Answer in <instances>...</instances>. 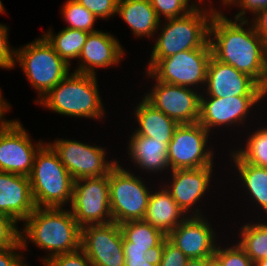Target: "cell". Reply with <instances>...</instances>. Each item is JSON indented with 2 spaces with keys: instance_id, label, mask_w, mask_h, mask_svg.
Returning a JSON list of instances; mask_svg holds the SVG:
<instances>
[{
  "instance_id": "obj_32",
  "label": "cell",
  "mask_w": 267,
  "mask_h": 266,
  "mask_svg": "<svg viewBox=\"0 0 267 266\" xmlns=\"http://www.w3.org/2000/svg\"><path fill=\"white\" fill-rule=\"evenodd\" d=\"M157 260L159 266H185L188 258L166 238L157 254Z\"/></svg>"
},
{
  "instance_id": "obj_30",
  "label": "cell",
  "mask_w": 267,
  "mask_h": 266,
  "mask_svg": "<svg viewBox=\"0 0 267 266\" xmlns=\"http://www.w3.org/2000/svg\"><path fill=\"white\" fill-rule=\"evenodd\" d=\"M62 17L68 24L67 28L93 33L97 17L75 0H67L61 9Z\"/></svg>"
},
{
  "instance_id": "obj_12",
  "label": "cell",
  "mask_w": 267,
  "mask_h": 266,
  "mask_svg": "<svg viewBox=\"0 0 267 266\" xmlns=\"http://www.w3.org/2000/svg\"><path fill=\"white\" fill-rule=\"evenodd\" d=\"M53 142H49V144L57 152L61 163L74 181L108 175L109 171L118 163L117 160L109 161V158L106 157V148L103 149L97 145H88L66 138L55 139Z\"/></svg>"
},
{
  "instance_id": "obj_25",
  "label": "cell",
  "mask_w": 267,
  "mask_h": 266,
  "mask_svg": "<svg viewBox=\"0 0 267 266\" xmlns=\"http://www.w3.org/2000/svg\"><path fill=\"white\" fill-rule=\"evenodd\" d=\"M234 150L230 152V157L242 183L240 186L267 216V168L246 163Z\"/></svg>"
},
{
  "instance_id": "obj_18",
  "label": "cell",
  "mask_w": 267,
  "mask_h": 266,
  "mask_svg": "<svg viewBox=\"0 0 267 266\" xmlns=\"http://www.w3.org/2000/svg\"><path fill=\"white\" fill-rule=\"evenodd\" d=\"M169 174L172 179L165 184V188L170 192L173 200L186 215L191 213L189 216H202L203 213L196 207V204L201 202L211 188L210 179L213 177V166L175 169Z\"/></svg>"
},
{
  "instance_id": "obj_49",
  "label": "cell",
  "mask_w": 267,
  "mask_h": 266,
  "mask_svg": "<svg viewBox=\"0 0 267 266\" xmlns=\"http://www.w3.org/2000/svg\"><path fill=\"white\" fill-rule=\"evenodd\" d=\"M267 95V84H266V86L264 87V96H266Z\"/></svg>"
},
{
  "instance_id": "obj_33",
  "label": "cell",
  "mask_w": 267,
  "mask_h": 266,
  "mask_svg": "<svg viewBox=\"0 0 267 266\" xmlns=\"http://www.w3.org/2000/svg\"><path fill=\"white\" fill-rule=\"evenodd\" d=\"M17 223L10 216L0 214V249L17 245L20 242L21 229H18Z\"/></svg>"
},
{
  "instance_id": "obj_22",
  "label": "cell",
  "mask_w": 267,
  "mask_h": 266,
  "mask_svg": "<svg viewBox=\"0 0 267 266\" xmlns=\"http://www.w3.org/2000/svg\"><path fill=\"white\" fill-rule=\"evenodd\" d=\"M187 215L171 197L170 192L161 186L151 191L144 221L162 231L166 236L174 230Z\"/></svg>"
},
{
  "instance_id": "obj_37",
  "label": "cell",
  "mask_w": 267,
  "mask_h": 266,
  "mask_svg": "<svg viewBox=\"0 0 267 266\" xmlns=\"http://www.w3.org/2000/svg\"><path fill=\"white\" fill-rule=\"evenodd\" d=\"M8 26L0 24V68L14 69L16 48H11L8 40Z\"/></svg>"
},
{
  "instance_id": "obj_8",
  "label": "cell",
  "mask_w": 267,
  "mask_h": 266,
  "mask_svg": "<svg viewBox=\"0 0 267 266\" xmlns=\"http://www.w3.org/2000/svg\"><path fill=\"white\" fill-rule=\"evenodd\" d=\"M139 176L121 167L119 161L109 171L110 211L113 222L121 224L144 219L151 189Z\"/></svg>"
},
{
  "instance_id": "obj_24",
  "label": "cell",
  "mask_w": 267,
  "mask_h": 266,
  "mask_svg": "<svg viewBox=\"0 0 267 266\" xmlns=\"http://www.w3.org/2000/svg\"><path fill=\"white\" fill-rule=\"evenodd\" d=\"M133 115L139 128L134 133L140 136L154 138L167 145L173 137L174 130L179 125L175 120L154 108L144 98L136 106Z\"/></svg>"
},
{
  "instance_id": "obj_6",
  "label": "cell",
  "mask_w": 267,
  "mask_h": 266,
  "mask_svg": "<svg viewBox=\"0 0 267 266\" xmlns=\"http://www.w3.org/2000/svg\"><path fill=\"white\" fill-rule=\"evenodd\" d=\"M34 40L16 49L15 63L20 65L26 79L37 91V103L70 74L71 68L43 36Z\"/></svg>"
},
{
  "instance_id": "obj_16",
  "label": "cell",
  "mask_w": 267,
  "mask_h": 266,
  "mask_svg": "<svg viewBox=\"0 0 267 266\" xmlns=\"http://www.w3.org/2000/svg\"><path fill=\"white\" fill-rule=\"evenodd\" d=\"M204 93L207 97L264 96V88L252 77L233 66L210 57Z\"/></svg>"
},
{
  "instance_id": "obj_40",
  "label": "cell",
  "mask_w": 267,
  "mask_h": 266,
  "mask_svg": "<svg viewBox=\"0 0 267 266\" xmlns=\"http://www.w3.org/2000/svg\"><path fill=\"white\" fill-rule=\"evenodd\" d=\"M255 31L267 47V9L259 11L251 21Z\"/></svg>"
},
{
  "instance_id": "obj_29",
  "label": "cell",
  "mask_w": 267,
  "mask_h": 266,
  "mask_svg": "<svg viewBox=\"0 0 267 266\" xmlns=\"http://www.w3.org/2000/svg\"><path fill=\"white\" fill-rule=\"evenodd\" d=\"M245 147L235 152L246 162L257 167L267 168V125L247 135Z\"/></svg>"
},
{
  "instance_id": "obj_3",
  "label": "cell",
  "mask_w": 267,
  "mask_h": 266,
  "mask_svg": "<svg viewBox=\"0 0 267 266\" xmlns=\"http://www.w3.org/2000/svg\"><path fill=\"white\" fill-rule=\"evenodd\" d=\"M97 82L96 75L71 72L37 104L59 115L102 120L106 113Z\"/></svg>"
},
{
  "instance_id": "obj_48",
  "label": "cell",
  "mask_w": 267,
  "mask_h": 266,
  "mask_svg": "<svg viewBox=\"0 0 267 266\" xmlns=\"http://www.w3.org/2000/svg\"><path fill=\"white\" fill-rule=\"evenodd\" d=\"M5 8H4V5L2 4V1L0 0V14L2 13H5Z\"/></svg>"
},
{
  "instance_id": "obj_42",
  "label": "cell",
  "mask_w": 267,
  "mask_h": 266,
  "mask_svg": "<svg viewBox=\"0 0 267 266\" xmlns=\"http://www.w3.org/2000/svg\"><path fill=\"white\" fill-rule=\"evenodd\" d=\"M125 257H142V258H156L157 255H147L146 249L139 248H123Z\"/></svg>"
},
{
  "instance_id": "obj_10",
  "label": "cell",
  "mask_w": 267,
  "mask_h": 266,
  "mask_svg": "<svg viewBox=\"0 0 267 266\" xmlns=\"http://www.w3.org/2000/svg\"><path fill=\"white\" fill-rule=\"evenodd\" d=\"M210 133L199 122L179 124L167 148L169 171L214 166L215 154L207 147Z\"/></svg>"
},
{
  "instance_id": "obj_1",
  "label": "cell",
  "mask_w": 267,
  "mask_h": 266,
  "mask_svg": "<svg viewBox=\"0 0 267 266\" xmlns=\"http://www.w3.org/2000/svg\"><path fill=\"white\" fill-rule=\"evenodd\" d=\"M209 43L215 59L266 86L267 47L249 20H233L216 11L210 23Z\"/></svg>"
},
{
  "instance_id": "obj_36",
  "label": "cell",
  "mask_w": 267,
  "mask_h": 266,
  "mask_svg": "<svg viewBox=\"0 0 267 266\" xmlns=\"http://www.w3.org/2000/svg\"><path fill=\"white\" fill-rule=\"evenodd\" d=\"M43 264L45 266H93L81 248L73 252L51 257Z\"/></svg>"
},
{
  "instance_id": "obj_41",
  "label": "cell",
  "mask_w": 267,
  "mask_h": 266,
  "mask_svg": "<svg viewBox=\"0 0 267 266\" xmlns=\"http://www.w3.org/2000/svg\"><path fill=\"white\" fill-rule=\"evenodd\" d=\"M125 266H159L156 258L125 257Z\"/></svg>"
},
{
  "instance_id": "obj_23",
  "label": "cell",
  "mask_w": 267,
  "mask_h": 266,
  "mask_svg": "<svg viewBox=\"0 0 267 266\" xmlns=\"http://www.w3.org/2000/svg\"><path fill=\"white\" fill-rule=\"evenodd\" d=\"M139 37L153 38L158 32L160 20L150 0H118L117 14Z\"/></svg>"
},
{
  "instance_id": "obj_38",
  "label": "cell",
  "mask_w": 267,
  "mask_h": 266,
  "mask_svg": "<svg viewBox=\"0 0 267 266\" xmlns=\"http://www.w3.org/2000/svg\"><path fill=\"white\" fill-rule=\"evenodd\" d=\"M238 6L240 11L232 17L235 20H250L246 18L247 12L253 14V17L262 10L267 9V0H228L225 6Z\"/></svg>"
},
{
  "instance_id": "obj_44",
  "label": "cell",
  "mask_w": 267,
  "mask_h": 266,
  "mask_svg": "<svg viewBox=\"0 0 267 266\" xmlns=\"http://www.w3.org/2000/svg\"><path fill=\"white\" fill-rule=\"evenodd\" d=\"M190 11H193V10H199L203 7L200 6V4L202 5V1L204 0H195V2H190L189 4V1L190 0H180ZM198 2V3H197ZM201 2V3H200ZM200 3V4H199Z\"/></svg>"
},
{
  "instance_id": "obj_35",
  "label": "cell",
  "mask_w": 267,
  "mask_h": 266,
  "mask_svg": "<svg viewBox=\"0 0 267 266\" xmlns=\"http://www.w3.org/2000/svg\"><path fill=\"white\" fill-rule=\"evenodd\" d=\"M93 13L97 19H109L117 14L118 0H75Z\"/></svg>"
},
{
  "instance_id": "obj_14",
  "label": "cell",
  "mask_w": 267,
  "mask_h": 266,
  "mask_svg": "<svg viewBox=\"0 0 267 266\" xmlns=\"http://www.w3.org/2000/svg\"><path fill=\"white\" fill-rule=\"evenodd\" d=\"M81 249L93 266H125L123 234L116 222L83 226Z\"/></svg>"
},
{
  "instance_id": "obj_7",
  "label": "cell",
  "mask_w": 267,
  "mask_h": 266,
  "mask_svg": "<svg viewBox=\"0 0 267 266\" xmlns=\"http://www.w3.org/2000/svg\"><path fill=\"white\" fill-rule=\"evenodd\" d=\"M211 56V47H201L166 58H150L145 68V76L167 84L202 89L206 83L207 66Z\"/></svg>"
},
{
  "instance_id": "obj_50",
  "label": "cell",
  "mask_w": 267,
  "mask_h": 266,
  "mask_svg": "<svg viewBox=\"0 0 267 266\" xmlns=\"http://www.w3.org/2000/svg\"><path fill=\"white\" fill-rule=\"evenodd\" d=\"M221 1H222L221 3L223 4V6H225L228 0H221Z\"/></svg>"
},
{
  "instance_id": "obj_2",
  "label": "cell",
  "mask_w": 267,
  "mask_h": 266,
  "mask_svg": "<svg viewBox=\"0 0 267 266\" xmlns=\"http://www.w3.org/2000/svg\"><path fill=\"white\" fill-rule=\"evenodd\" d=\"M22 223L20 242L28 250V241L46 250L43 263L51 257L73 252L81 248V227L70 210L64 208L36 207ZM44 257V258H43Z\"/></svg>"
},
{
  "instance_id": "obj_28",
  "label": "cell",
  "mask_w": 267,
  "mask_h": 266,
  "mask_svg": "<svg viewBox=\"0 0 267 266\" xmlns=\"http://www.w3.org/2000/svg\"><path fill=\"white\" fill-rule=\"evenodd\" d=\"M262 221L247 222L239 229L237 243L254 263L267 259V221Z\"/></svg>"
},
{
  "instance_id": "obj_26",
  "label": "cell",
  "mask_w": 267,
  "mask_h": 266,
  "mask_svg": "<svg viewBox=\"0 0 267 266\" xmlns=\"http://www.w3.org/2000/svg\"><path fill=\"white\" fill-rule=\"evenodd\" d=\"M123 234V248L146 249L147 255H157L167 236L144 220L119 224Z\"/></svg>"
},
{
  "instance_id": "obj_19",
  "label": "cell",
  "mask_w": 267,
  "mask_h": 266,
  "mask_svg": "<svg viewBox=\"0 0 267 266\" xmlns=\"http://www.w3.org/2000/svg\"><path fill=\"white\" fill-rule=\"evenodd\" d=\"M125 50L115 36L109 32L89 33L78 57L74 72L96 75L97 68L117 66L124 58Z\"/></svg>"
},
{
  "instance_id": "obj_21",
  "label": "cell",
  "mask_w": 267,
  "mask_h": 266,
  "mask_svg": "<svg viewBox=\"0 0 267 266\" xmlns=\"http://www.w3.org/2000/svg\"><path fill=\"white\" fill-rule=\"evenodd\" d=\"M130 136L127 150L134 167L138 166L142 171L150 173L169 170L166 143L151 137L136 135L134 132Z\"/></svg>"
},
{
  "instance_id": "obj_34",
  "label": "cell",
  "mask_w": 267,
  "mask_h": 266,
  "mask_svg": "<svg viewBox=\"0 0 267 266\" xmlns=\"http://www.w3.org/2000/svg\"><path fill=\"white\" fill-rule=\"evenodd\" d=\"M150 3L160 21L162 16L167 20L183 16L190 11L180 0H150Z\"/></svg>"
},
{
  "instance_id": "obj_20",
  "label": "cell",
  "mask_w": 267,
  "mask_h": 266,
  "mask_svg": "<svg viewBox=\"0 0 267 266\" xmlns=\"http://www.w3.org/2000/svg\"><path fill=\"white\" fill-rule=\"evenodd\" d=\"M35 208L29 177L0 172V214L20 222L26 220Z\"/></svg>"
},
{
  "instance_id": "obj_46",
  "label": "cell",
  "mask_w": 267,
  "mask_h": 266,
  "mask_svg": "<svg viewBox=\"0 0 267 266\" xmlns=\"http://www.w3.org/2000/svg\"><path fill=\"white\" fill-rule=\"evenodd\" d=\"M206 266H221L219 261L215 258H206Z\"/></svg>"
},
{
  "instance_id": "obj_39",
  "label": "cell",
  "mask_w": 267,
  "mask_h": 266,
  "mask_svg": "<svg viewBox=\"0 0 267 266\" xmlns=\"http://www.w3.org/2000/svg\"><path fill=\"white\" fill-rule=\"evenodd\" d=\"M21 242L17 245L0 249V266H29L22 251Z\"/></svg>"
},
{
  "instance_id": "obj_15",
  "label": "cell",
  "mask_w": 267,
  "mask_h": 266,
  "mask_svg": "<svg viewBox=\"0 0 267 266\" xmlns=\"http://www.w3.org/2000/svg\"><path fill=\"white\" fill-rule=\"evenodd\" d=\"M265 96H236L229 98L206 97L200 95L199 123L210 132L219 126L245 125L251 110ZM256 105V106H255ZM233 124V125H232Z\"/></svg>"
},
{
  "instance_id": "obj_9",
  "label": "cell",
  "mask_w": 267,
  "mask_h": 266,
  "mask_svg": "<svg viewBox=\"0 0 267 266\" xmlns=\"http://www.w3.org/2000/svg\"><path fill=\"white\" fill-rule=\"evenodd\" d=\"M70 212L77 224H108L113 222L110 211L108 175L82 178L74 181Z\"/></svg>"
},
{
  "instance_id": "obj_4",
  "label": "cell",
  "mask_w": 267,
  "mask_h": 266,
  "mask_svg": "<svg viewBox=\"0 0 267 266\" xmlns=\"http://www.w3.org/2000/svg\"><path fill=\"white\" fill-rule=\"evenodd\" d=\"M29 180L35 207L63 208L71 203L74 179L48 142L37 151Z\"/></svg>"
},
{
  "instance_id": "obj_11",
  "label": "cell",
  "mask_w": 267,
  "mask_h": 266,
  "mask_svg": "<svg viewBox=\"0 0 267 266\" xmlns=\"http://www.w3.org/2000/svg\"><path fill=\"white\" fill-rule=\"evenodd\" d=\"M20 121L0 119V172L29 177L34 158L44 141L34 145Z\"/></svg>"
},
{
  "instance_id": "obj_27",
  "label": "cell",
  "mask_w": 267,
  "mask_h": 266,
  "mask_svg": "<svg viewBox=\"0 0 267 266\" xmlns=\"http://www.w3.org/2000/svg\"><path fill=\"white\" fill-rule=\"evenodd\" d=\"M88 35L89 32L65 27L57 34L48 30L42 36L57 54L71 66V61L78 59Z\"/></svg>"
},
{
  "instance_id": "obj_45",
  "label": "cell",
  "mask_w": 267,
  "mask_h": 266,
  "mask_svg": "<svg viewBox=\"0 0 267 266\" xmlns=\"http://www.w3.org/2000/svg\"><path fill=\"white\" fill-rule=\"evenodd\" d=\"M185 266H206V259H188Z\"/></svg>"
},
{
  "instance_id": "obj_43",
  "label": "cell",
  "mask_w": 267,
  "mask_h": 266,
  "mask_svg": "<svg viewBox=\"0 0 267 266\" xmlns=\"http://www.w3.org/2000/svg\"><path fill=\"white\" fill-rule=\"evenodd\" d=\"M8 110H10V104L7 100L3 99L2 91L0 90V119L7 114Z\"/></svg>"
},
{
  "instance_id": "obj_31",
  "label": "cell",
  "mask_w": 267,
  "mask_h": 266,
  "mask_svg": "<svg viewBox=\"0 0 267 266\" xmlns=\"http://www.w3.org/2000/svg\"><path fill=\"white\" fill-rule=\"evenodd\" d=\"M216 246L214 257L219 261L221 266H254V262L247 256L245 251L238 245L232 243L230 247Z\"/></svg>"
},
{
  "instance_id": "obj_47",
  "label": "cell",
  "mask_w": 267,
  "mask_h": 266,
  "mask_svg": "<svg viewBox=\"0 0 267 266\" xmlns=\"http://www.w3.org/2000/svg\"><path fill=\"white\" fill-rule=\"evenodd\" d=\"M254 266H267V259L257 261Z\"/></svg>"
},
{
  "instance_id": "obj_13",
  "label": "cell",
  "mask_w": 267,
  "mask_h": 266,
  "mask_svg": "<svg viewBox=\"0 0 267 266\" xmlns=\"http://www.w3.org/2000/svg\"><path fill=\"white\" fill-rule=\"evenodd\" d=\"M152 88L143 98L154 108L162 111L178 124H192L199 121L201 93L197 89L157 80Z\"/></svg>"
},
{
  "instance_id": "obj_5",
  "label": "cell",
  "mask_w": 267,
  "mask_h": 266,
  "mask_svg": "<svg viewBox=\"0 0 267 266\" xmlns=\"http://www.w3.org/2000/svg\"><path fill=\"white\" fill-rule=\"evenodd\" d=\"M204 7L180 17L167 19L164 24H161L163 20L160 21L158 30L161 31L156 37L150 58H166L187 50L211 47L209 28L218 8H206V5Z\"/></svg>"
},
{
  "instance_id": "obj_17",
  "label": "cell",
  "mask_w": 267,
  "mask_h": 266,
  "mask_svg": "<svg viewBox=\"0 0 267 266\" xmlns=\"http://www.w3.org/2000/svg\"><path fill=\"white\" fill-rule=\"evenodd\" d=\"M187 216L167 238L188 259H206L214 257L216 250V237L214 228L205 216Z\"/></svg>"
}]
</instances>
